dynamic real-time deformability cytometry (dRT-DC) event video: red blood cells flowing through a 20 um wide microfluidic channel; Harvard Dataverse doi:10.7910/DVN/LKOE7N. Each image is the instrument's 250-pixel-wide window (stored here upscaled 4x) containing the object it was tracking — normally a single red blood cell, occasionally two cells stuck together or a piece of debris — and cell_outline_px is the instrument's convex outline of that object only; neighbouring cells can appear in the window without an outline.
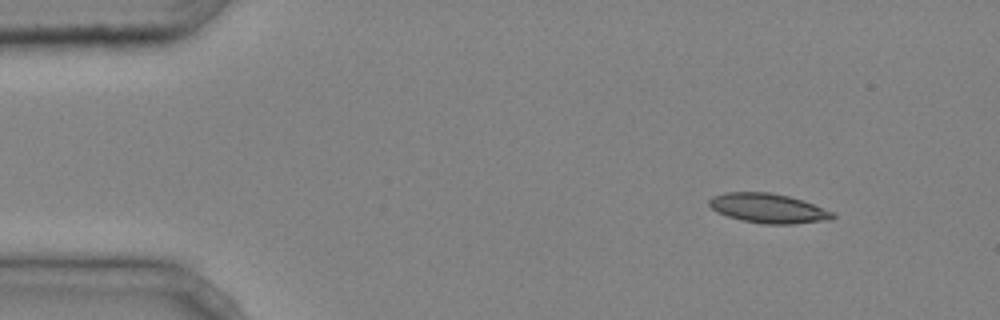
{"species": "common noctule bat (a hibernating species)", "species_latin": "Nyctalus noctula", "temperature_condition": "cold", "stored_images_in_passage": 3, "camera_frame_rate_fps": 3000, "um_per_image_px": 0.085, "animal": {"sex": "male", "body_mass_g": 20.4}, "frame": {"image": 1, "passage_image": 1, "time_ms": 0.0, "image_size_px": [1000, 320], "cell_outline_px": [[836, 216], [832, 220], [792, 224], [764, 224], [744, 220], [728, 216], [716, 212], [708, 204], [708, 200], [712, 196], [724, 192], [768, 192], [788, 196], [836, 212]], "centroid_in_image_um": [65.31, 17.71], "position_along_channel_um": 19.7, "area_um2": 21.27}}